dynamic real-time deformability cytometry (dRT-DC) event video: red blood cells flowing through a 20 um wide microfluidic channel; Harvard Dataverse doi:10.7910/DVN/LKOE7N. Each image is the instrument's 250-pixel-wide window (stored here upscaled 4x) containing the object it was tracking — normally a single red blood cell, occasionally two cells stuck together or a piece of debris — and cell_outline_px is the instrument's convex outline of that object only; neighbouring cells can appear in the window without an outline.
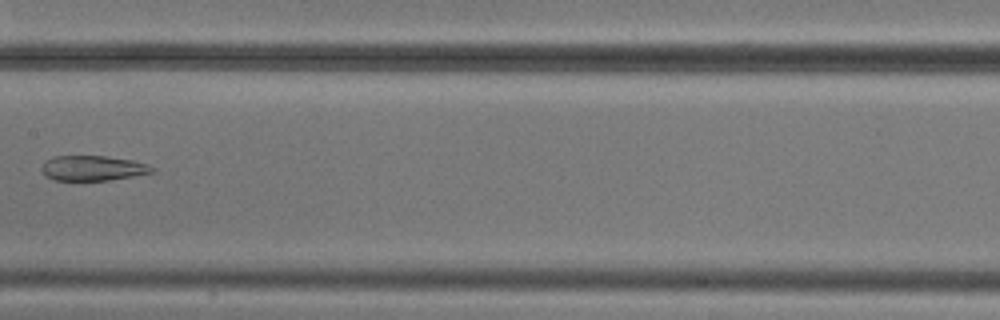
{"species": "common noctule bat (a hibernating species)", "species_latin": "Nyctalus noctula", "temperature_condition": "cold", "stored_images_in_passage": 5, "camera_frame_rate_fps": 3000, "um_per_image_px": 0.085, "animal": {"sex": "male", "body_mass_g": 20.5, "forearm_length_mm": 52.5}, "frame": {"image": 1, "passage_image": 5, "time_ms": 4.667, "image_size_px": [1000, 320], "cell_outline_px": [[156, 172], [108, 180], [52, 180], [44, 176], [40, 168], [44, 160], [52, 156], [104, 156], [132, 160], [148, 164], [156, 168]], "centroid_in_image_um": [7.85, 14.29], "position_along_channel_um": 199.5, "area_um2": 16.36}}